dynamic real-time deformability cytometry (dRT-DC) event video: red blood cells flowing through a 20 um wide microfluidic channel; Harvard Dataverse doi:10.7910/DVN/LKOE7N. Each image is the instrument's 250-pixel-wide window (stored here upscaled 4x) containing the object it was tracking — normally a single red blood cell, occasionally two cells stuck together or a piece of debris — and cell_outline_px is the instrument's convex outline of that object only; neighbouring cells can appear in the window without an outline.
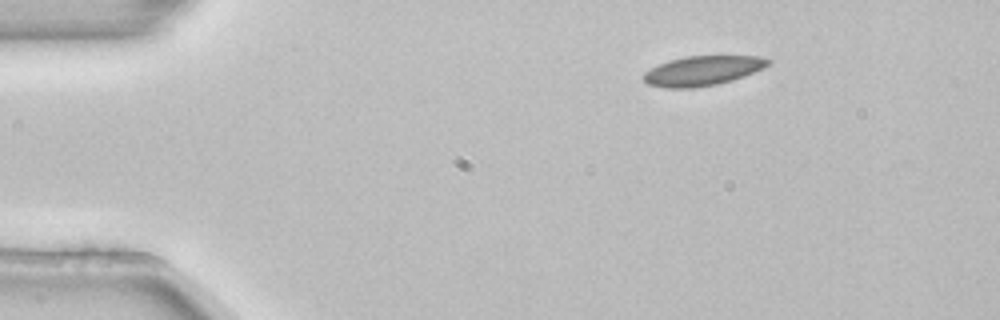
{"species": "common noctule bat (a hibernating species)", "species_latin": "Nyctalus noctula", "temperature_condition": "room temperature", "stored_images_in_passage": 5, "camera_frame_rate_fps": 3000, "um_per_image_px": 0.085, "animal": {"sex": "female", "body_mass_g": 22.7, "forearm_length_mm": 54.2}, "frame": {"image": 1, "passage_image": 1, "time_ms": 0.0, "image_size_px": [1000, 320], "cell_outline_px": [[772, 60], [764, 68], [744, 76], [732, 80], [716, 84], [692, 88], [664, 88], [648, 84], [644, 80], [644, 72], [668, 60], [684, 56], [756, 56]], "centroid_in_image_um": [59.71, 6.01], "position_along_channel_um": 25.3, "area_um2": 21.39}}
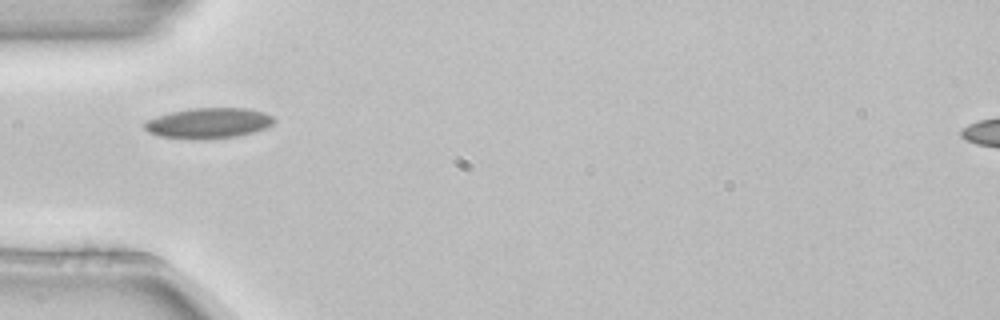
{"frame": {"image": 2, "passage_image": 3, "time_ms": 0.667, "image_size_px": [1000, 320], "cell_outline_px": [[276, 120], [272, 124], [264, 128], [252, 132], [236, 136], [160, 136], [148, 132], [144, 128], [144, 124], [148, 120], [172, 112], [192, 108], [244, 108], [264, 112], [272, 116]], "centroid_in_image_um": [17.78, 10.41], "position_along_channel_um": 67.2, "area_um2": 21.62}}